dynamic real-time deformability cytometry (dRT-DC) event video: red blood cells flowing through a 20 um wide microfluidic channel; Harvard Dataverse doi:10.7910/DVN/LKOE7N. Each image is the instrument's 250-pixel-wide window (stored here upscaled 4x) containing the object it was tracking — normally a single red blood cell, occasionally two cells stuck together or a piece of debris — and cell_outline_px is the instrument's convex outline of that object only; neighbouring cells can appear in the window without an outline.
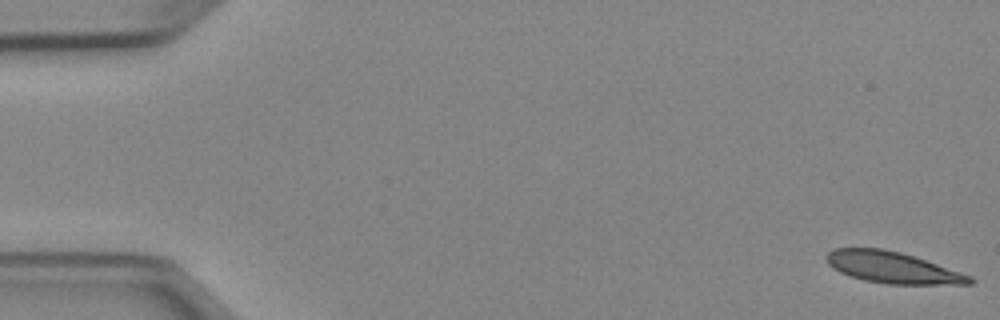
{"species": "Egyptian fruit bat (a non-hibernating species)", "species_latin": "Rousettus aegyptiacus", "temperature_condition": "cold", "stored_images_in_passage": 51, "camera_frame_rate_fps": 3000, "um_per_image_px": 0.085, "animal": {"sex": "female"}, "frame": {"image": 1, "passage_image": 1, "time_ms": 0.0, "image_size_px": [1000, 320], "cell_outline_px": [[976, 280], [972, 284], [888, 284], [864, 280], [840, 272], [828, 264], [824, 256], [828, 252], [836, 248], [884, 248], [900, 252], [972, 276]], "centroid_in_image_um": [75.85, 22.74], "position_along_channel_um": 9.1, "area_um2": 25.95}}
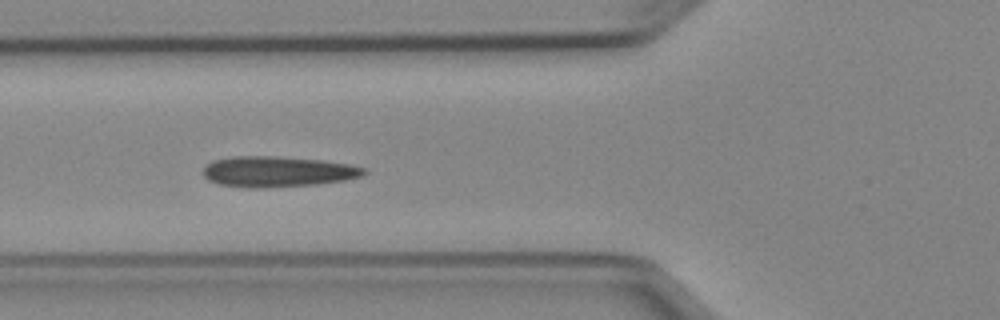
{"frame": {"image": 2, "passage_image": 19, "time_ms": 6.0, "image_size_px": [1000, 320], "cell_outline_px": [[368, 172], [360, 176], [344, 180], [316, 184], [264, 188], [248, 188], [220, 184], [208, 180], [204, 176], [204, 164], [212, 160], [232, 156], [276, 156], [320, 160], [348, 164], [364, 168]], "centroid_in_image_um": [23.54, 14.58], "position_along_channel_um": 102.3, "area_um2": 28.73}}
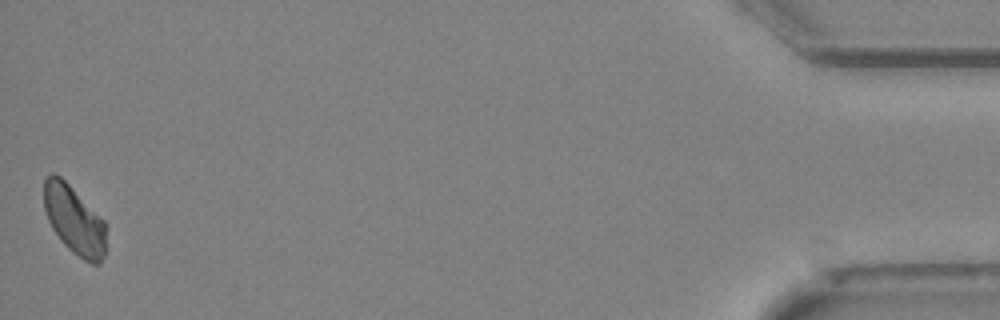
{"frame": {"image": 3, "passage_image": 51, "time_ms": 16.667, "image_size_px": [1000, 320], "cell_outline_px": [[108, 228], [104, 256], [100, 264], [92, 264], [84, 260], [72, 252], [60, 240], [52, 228], [48, 220], [44, 208], [44, 180], [52, 172], [56, 172], [104, 220]], "centroid_in_image_um": [6.33, 18.73], "position_along_channel_um": 428.9, "area_um2": 25.03}, "authors_computed_cell_mechanics": {"area_um2": 26.877, "velocity_mm_per_s": 3.9158, "shape_relaxation_time_tau1_ms": 7.4219, "shape_relaxation_time_tau2_ms": 7.7188, "deformation_change_tau1": 0.1326, "deformation_change_tau2": 0.1225}}